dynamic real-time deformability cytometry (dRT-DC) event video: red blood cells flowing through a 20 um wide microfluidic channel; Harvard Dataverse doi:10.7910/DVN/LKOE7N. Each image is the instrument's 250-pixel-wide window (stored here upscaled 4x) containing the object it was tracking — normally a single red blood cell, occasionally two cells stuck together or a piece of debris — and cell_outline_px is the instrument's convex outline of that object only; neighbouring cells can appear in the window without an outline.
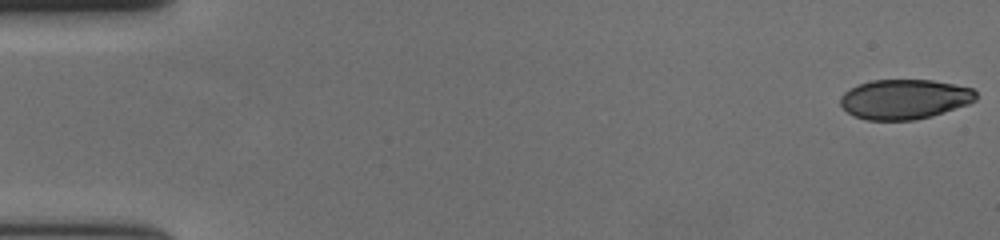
{"species": "human", "species_latin": "Homo sapiens", "temperature_condition": "cold", "stored_images_in_passage": 57, "camera_frame_rate_fps": 3000, "um_per_image_px": 0.085, "donor": {"sex": "female"}, "frame": {"image": 1, "passage_image": 1, "time_ms": 0.0, "image_size_px": [1000, 240], "cell_outline_px": [[976, 100], [968, 104], [932, 116], [916, 120], [868, 120], [856, 116], [848, 112], [840, 104], [840, 96], [844, 92], [860, 84], [872, 80], [932, 80], [972, 88], [976, 92]], "centroid_in_image_um": [76.89, 8.43], "position_along_channel_um": 8.1, "area_um2": 31.27}}
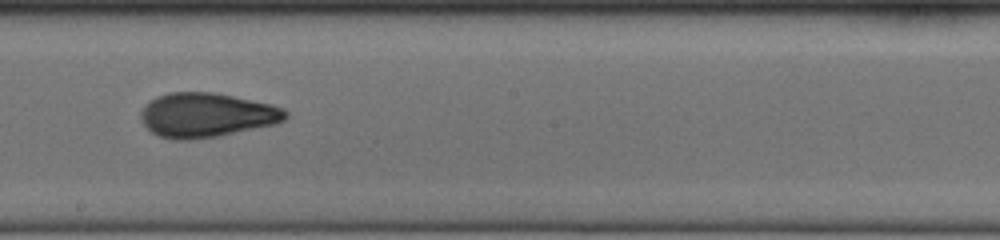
{"frame": {"image": 2, "passage_image": 33, "time_ms": 10.667, "image_size_px": [1000, 240], "cell_outline_px": [[288, 116], [284, 120], [276, 124], [216, 136], [188, 140], [176, 140], [160, 136], [152, 132], [144, 124], [140, 116], [140, 112], [156, 96], [168, 92], [212, 92], [272, 104], [284, 108], [288, 112]], "centroid_in_image_um": [17.58, 9.77], "position_along_channel_um": 230.6, "area_um2": 37.17}}
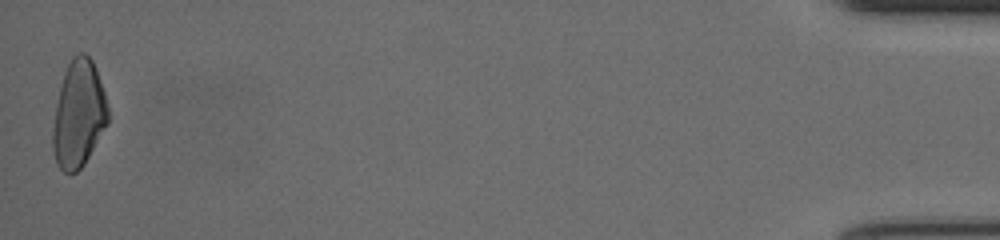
{"frame": {"image": 3, "passage_image": 57, "time_ms": 18.667, "image_size_px": [1000, 240], "cell_outline_px": [[108, 124], [84, 164], [76, 172], [64, 172], [56, 164], [52, 148], [52, 132], [56, 104], [64, 72], [72, 56], [76, 52], [84, 52], [92, 60], [96, 68], [108, 104]], "centroid_in_image_um": [6.68, 9.69], "position_along_channel_um": 428.5, "area_um2": 34.51}, "authors_computed_cell_mechanics": {"area_um2": 34.6222, "velocity_mm_per_s": 3.6771, "shape_relaxation_time_tau1_ms": 5.2651, "shape_relaxation_time_tau2_ms": 1.6738, "deformation_change_tau1": 0.1753, "deformation_change_tau2": 0.0665}}